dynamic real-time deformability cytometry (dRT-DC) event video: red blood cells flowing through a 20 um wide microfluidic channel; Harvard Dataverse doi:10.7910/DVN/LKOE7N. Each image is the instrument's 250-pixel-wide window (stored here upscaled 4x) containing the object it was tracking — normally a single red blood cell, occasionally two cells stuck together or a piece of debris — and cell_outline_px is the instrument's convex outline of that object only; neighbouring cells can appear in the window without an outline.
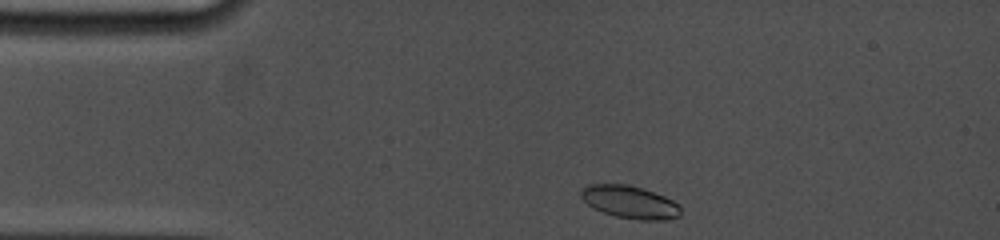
{"species": "common noctule bat (a hibernating species)", "species_latin": "Nyctalus noctula", "temperature_condition": "cold", "stored_images_in_passage": 16, "camera_frame_rate_fps": 5000, "um_per_image_px": 0.085, "animal": {"sex": "female", "body_mass_g": 19.0, "forearm_length_mm": 53.3}, "frame": {"image": 1, "passage_image": 1, "time_ms": 0.0, "image_size_px": [1000, 240], "cell_outline_px": [[680, 216], [664, 220], [636, 220], [616, 216], [592, 208], [580, 196], [580, 188], [588, 184], [628, 184], [664, 196], [680, 204]], "centroid_in_image_um": [53.52, 17.17], "position_along_channel_um": 31.5, "area_um2": 19.02}}
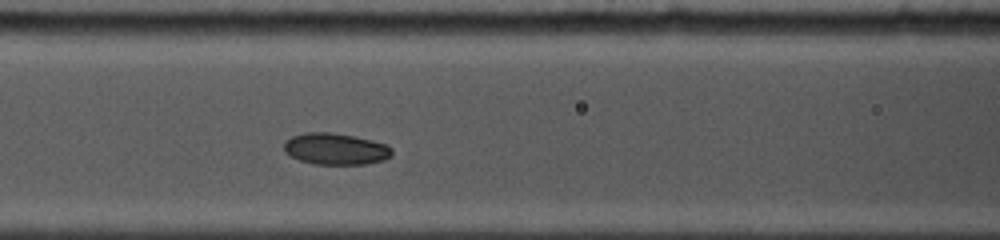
{"frame": {"image": 2, "passage_image": 10, "time_ms": 4.0, "image_size_px": [1000, 240], "cell_outline_px": [[392, 156], [384, 160], [368, 164], [312, 164], [300, 160], [284, 152], [284, 140], [292, 136], [304, 132], [332, 132], [352, 136], [388, 144], [392, 148]], "centroid_in_image_um": [28.52, 12.66], "position_along_channel_um": 138.1, "area_um2": 20.0}}
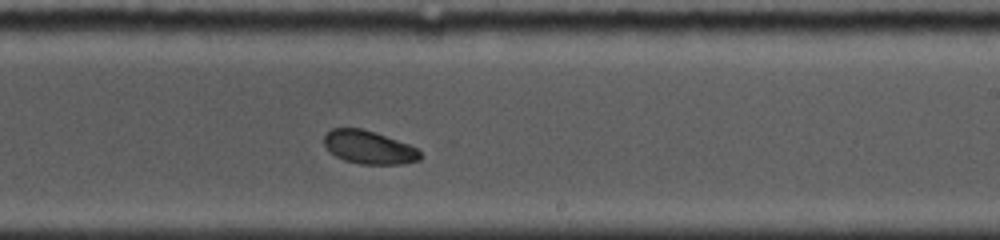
{"frame": {"image": 3, "passage_image": 16, "time_ms": 7.2, "image_size_px": [1000, 240], "cell_outline_px": [[424, 156], [420, 160], [404, 164], [360, 164], [344, 160], [328, 152], [324, 144], [324, 136], [332, 128], [360, 128], [376, 132], [408, 144], [416, 148]], "centroid_in_image_um": [31.36, 12.53], "position_along_channel_um": 257.6, "area_um2": 18.79}}